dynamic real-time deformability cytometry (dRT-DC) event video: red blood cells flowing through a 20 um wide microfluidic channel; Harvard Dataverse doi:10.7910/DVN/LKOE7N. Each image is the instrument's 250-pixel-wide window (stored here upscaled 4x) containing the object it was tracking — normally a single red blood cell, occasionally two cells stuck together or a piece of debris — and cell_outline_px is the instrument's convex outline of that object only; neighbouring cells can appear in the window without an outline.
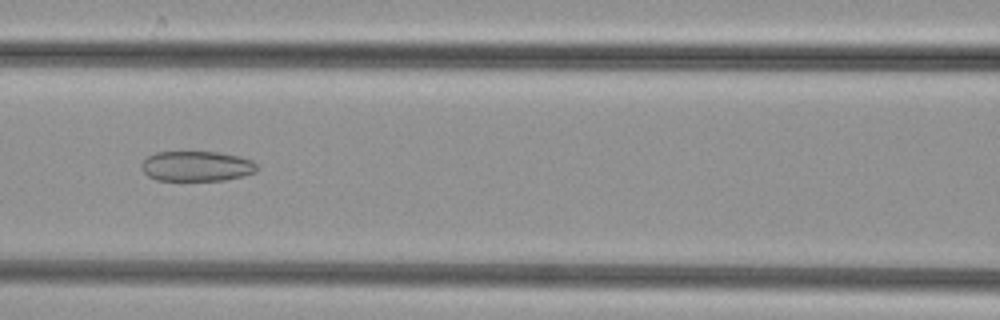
{"species": "common noctule bat (a hibernating species)", "species_latin": "Nyctalus noctula", "temperature_condition": "cold", "stored_images_in_passage": 36, "camera_frame_rate_fps": 3000, "um_per_image_px": 0.085, "animal": {"sex": "female", "body_mass_g": 29.2, "forearm_length_mm": 56.3}, "frame": {"image": 1, "passage_image": 8, "time_ms": 2.333, "image_size_px": [1000, 320], "cell_outline_px": [[256, 172], [244, 176], [224, 180], [156, 180], [148, 176], [140, 168], [140, 164], [148, 156], [156, 152], [220, 152], [240, 156], [252, 160], [256, 164]], "centroid_in_image_um": [16.71, 14.12], "position_along_channel_um": 149.9, "area_um2": 20.4}}
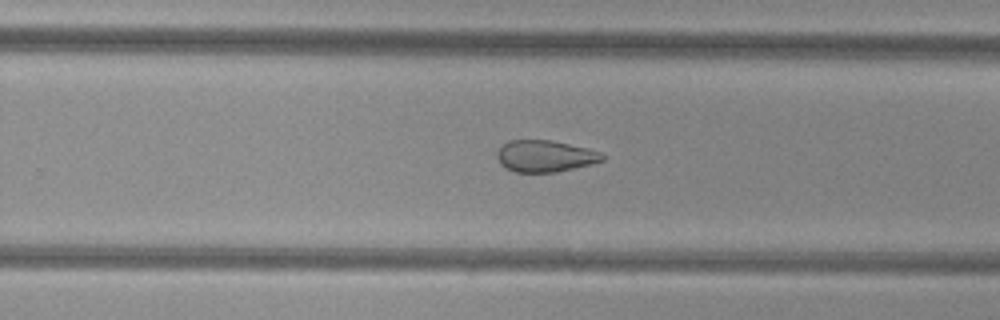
{"frame": {"image": 2, "passage_image": 18, "time_ms": 5.667, "image_size_px": [1000, 320], "cell_outline_px": [[604, 160], [592, 164], [556, 172], [516, 172], [504, 168], [500, 164], [496, 156], [496, 152], [500, 144], [508, 140], [552, 140], [588, 148], [600, 152], [604, 156]], "centroid_in_image_um": [46.28, 13.26], "position_along_channel_um": 283.5, "area_um2": 19.71}}
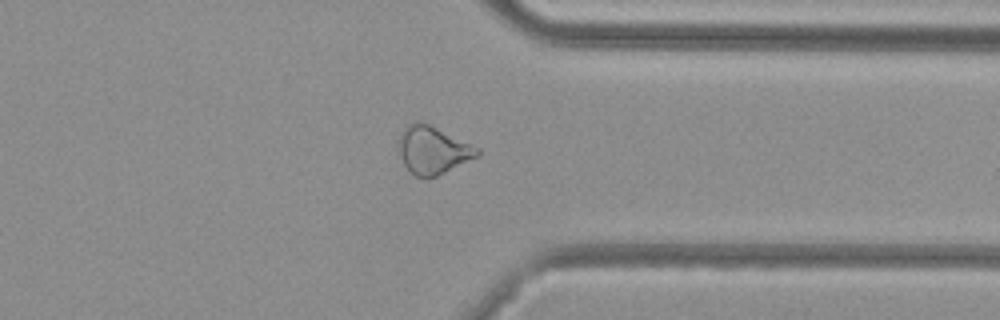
{"frame": {"image": 3, "passage_image": 25, "time_ms": 8.0, "image_size_px": [1000, 320], "cell_outline_px": [[480, 156], [428, 180], [416, 176], [408, 172], [400, 156], [396, 144], [400, 132], [408, 124], [416, 120], [420, 120], [480, 148]], "centroid_in_image_um": [36.75, 12.77], "position_along_channel_um": 374.6, "area_um2": 22.43}}